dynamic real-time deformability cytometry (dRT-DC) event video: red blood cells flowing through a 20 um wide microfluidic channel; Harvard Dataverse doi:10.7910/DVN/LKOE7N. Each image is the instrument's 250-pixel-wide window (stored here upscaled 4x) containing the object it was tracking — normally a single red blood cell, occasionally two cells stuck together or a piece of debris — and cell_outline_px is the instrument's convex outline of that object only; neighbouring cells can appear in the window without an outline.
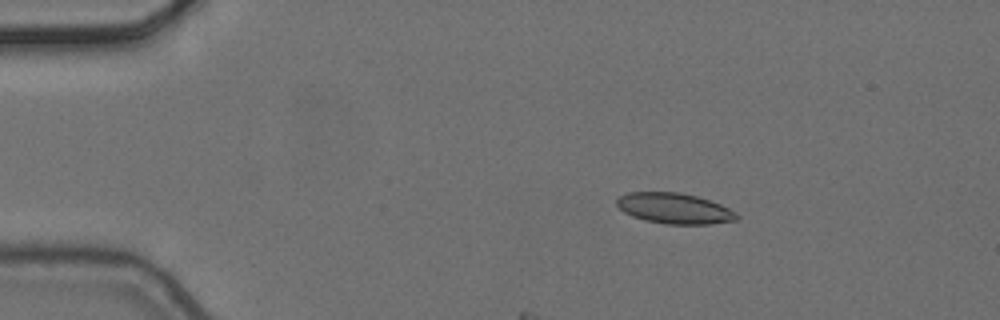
{"species": "common noctule bat (a hibernating species)", "species_latin": "Nyctalus noctula", "temperature_condition": "cold", "stored_images_in_passage": 10, "camera_frame_rate_fps": 3000, "um_per_image_px": 0.085, "animal": {"sex": "female", "body_mass_g": 24.6, "forearm_length_mm": 56.2}, "frame": {"image": 1, "passage_image": 3, "time_ms": 0.667, "image_size_px": [1000, 320], "cell_outline_px": [[740, 216], [736, 220], [712, 224], [668, 224], [644, 220], [632, 216], [624, 212], [616, 204], [616, 200], [620, 196], [628, 192], [680, 192], [696, 196], [720, 204], [736, 212]], "centroid_in_image_um": [57.32, 17.71], "position_along_channel_um": 27.7, "area_um2": 21.39}}
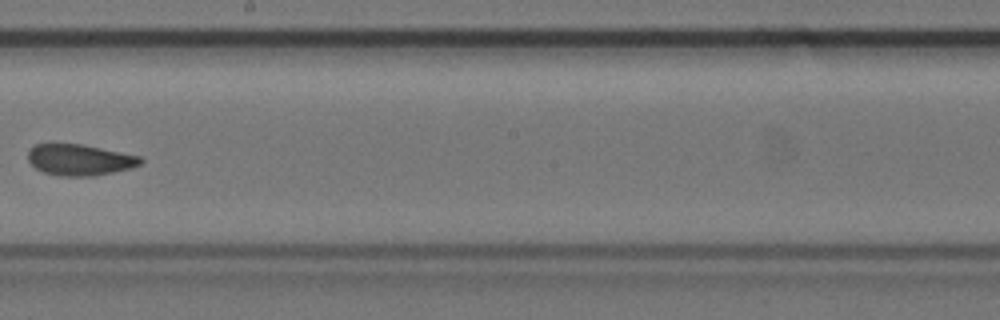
{"frame": {"image": 2, "passage_image": 9, "time_ms": 2.667, "image_size_px": [1000, 320], "cell_outline_px": [[144, 160], [140, 164], [128, 168], [112, 172], [92, 176], [60, 176], [44, 172], [36, 168], [28, 160], [28, 148], [36, 144], [80, 144], [140, 156]], "centroid_in_image_um": [6.73, 13.58], "position_along_channel_um": 241.5, "area_um2": 20.17}}